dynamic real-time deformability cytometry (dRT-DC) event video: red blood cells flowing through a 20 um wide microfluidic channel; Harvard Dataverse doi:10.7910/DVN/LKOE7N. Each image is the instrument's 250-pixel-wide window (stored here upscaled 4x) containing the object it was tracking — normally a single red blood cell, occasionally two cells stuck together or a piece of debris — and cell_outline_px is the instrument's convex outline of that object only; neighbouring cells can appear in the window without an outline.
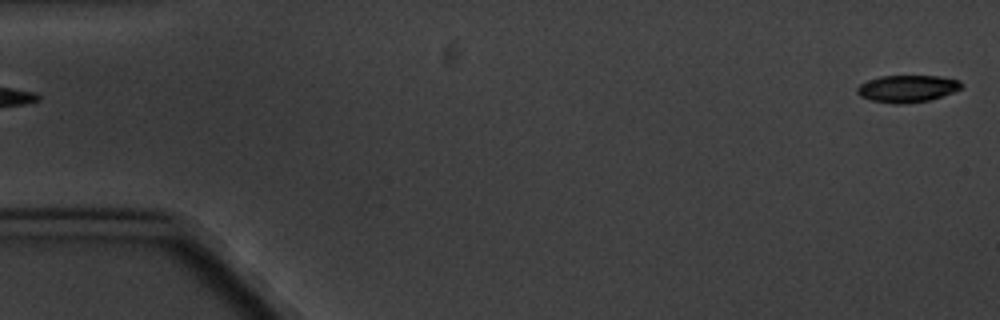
{"species": "common noctule bat (a hibernating species)", "species_latin": "Nyctalus noctula", "temperature_condition": "cold", "stored_images_in_passage": 6, "camera_frame_rate_fps": 3000, "um_per_image_px": 0.085, "animal": {"sex": "male", "body_mass_g": 20.1, "forearm_length_mm": 53.5}, "frame": {"image": 1, "passage_image": 1, "time_ms": 0.0, "image_size_px": [1000, 320], "cell_outline_px": [[964, 84], [960, 88], [952, 92], [928, 100], [900, 104], [896, 104], [872, 100], [860, 96], [856, 92], [856, 88], [860, 84], [868, 80], [880, 76], [940, 76], [960, 80]], "centroid_in_image_um": [77.1, 7.52], "position_along_channel_um": 7.9, "area_um2": 16.3}}
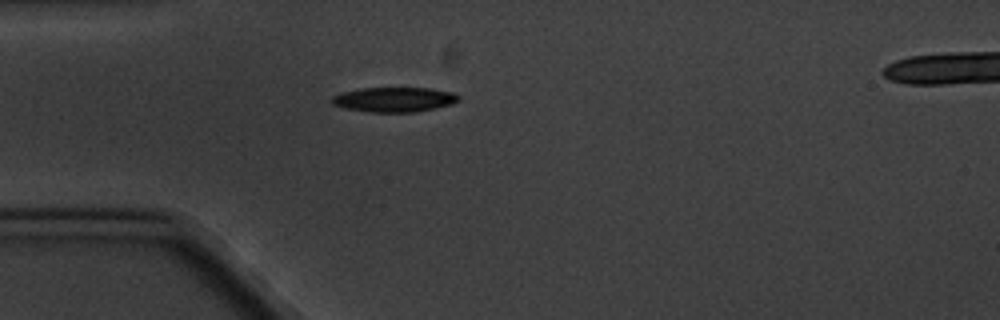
{"frame": {"image": 2, "passage_image": 5, "time_ms": 5.0, "image_size_px": [1000, 320], "cell_outline_px": [[460, 96], [452, 104], [416, 112], [372, 112], [348, 108], [332, 104], [332, 96], [344, 92], [360, 88], [432, 88], [452, 92]], "centroid_in_image_um": [33.53, 8.45], "position_along_channel_um": 51.5, "area_um2": 18.03}}